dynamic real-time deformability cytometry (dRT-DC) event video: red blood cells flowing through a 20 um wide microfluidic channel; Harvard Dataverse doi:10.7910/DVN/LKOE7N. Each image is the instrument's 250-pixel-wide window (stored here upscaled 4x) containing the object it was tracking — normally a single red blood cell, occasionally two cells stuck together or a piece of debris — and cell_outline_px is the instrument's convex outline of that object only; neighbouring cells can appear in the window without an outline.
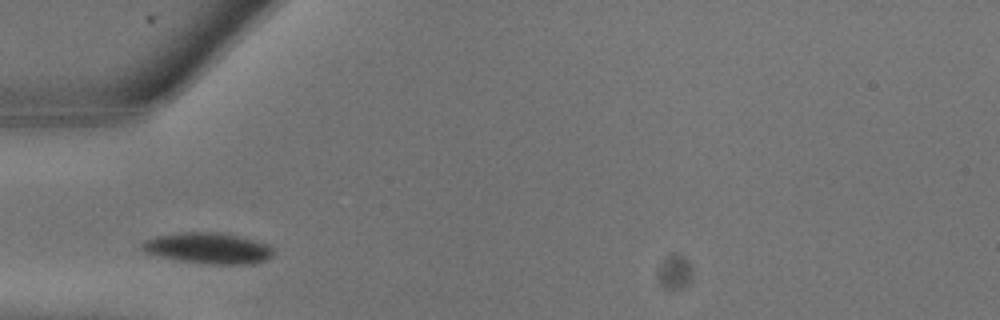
{"species": "common noctule bat (a hibernating species)", "species_latin": "Nyctalus noctula", "temperature_condition": "warm", "stored_images_in_passage": 2, "camera_frame_rate_fps": 3000, "um_per_image_px": 0.085, "animal": {"sex": "male", "body_mass_g": 13.3}, "frame": {"image": 1, "passage_image": 1, "time_ms": 0.0, "image_size_px": [1000, 320], "cell_outline_px": [[272, 256], [264, 260], [252, 264], [220, 264], [180, 260], [156, 256], [144, 252], [140, 248], [140, 244], [144, 240], [156, 236], [184, 232], [216, 232], [240, 236], [264, 244], [272, 248]], "centroid_in_image_um": [17.62, 21.09], "position_along_channel_um": 67.4, "area_um2": 23.35}}